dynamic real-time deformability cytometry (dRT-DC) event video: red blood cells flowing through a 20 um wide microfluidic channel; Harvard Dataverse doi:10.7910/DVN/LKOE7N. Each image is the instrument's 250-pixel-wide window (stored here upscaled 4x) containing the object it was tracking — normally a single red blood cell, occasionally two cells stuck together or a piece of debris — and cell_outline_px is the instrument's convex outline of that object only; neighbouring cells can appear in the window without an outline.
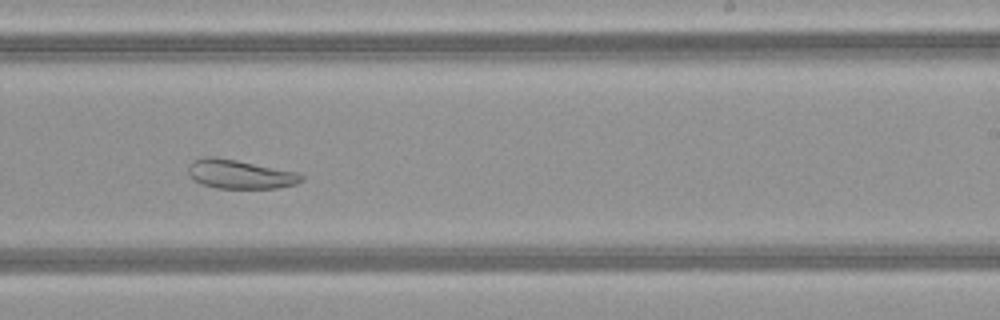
{"species": "common noctule bat (a hibernating species)", "species_latin": "Nyctalus noctula", "temperature_condition": "warm", "stored_images_in_passage": 36, "camera_frame_rate_fps": 3000, "um_per_image_px": 0.085, "animal": {"sex": "female", "body_mass_g": 21.9}, "frame": {"image": 1, "passage_image": 16, "time_ms": 5.0, "image_size_px": [1000, 320], "cell_outline_px": [[304, 180], [296, 184], [276, 188], [216, 188], [200, 184], [188, 172], [188, 168], [192, 160], [204, 156], [212, 156], [236, 160], [296, 172], [304, 176]], "centroid_in_image_um": [20.39, 14.81], "position_along_channel_um": 268.6, "area_um2": 18.96}, "authors_computed_cell_mechanics": {"area_um2": 23.12, "velocity_mm_per_s": 4.1089, "shape_relaxation_time_tau1_ms": null, "shape_relaxation_time_tau2_ms": 7.096, "deformation_change_tau1": null, "deformation_change_tau2": 0.1452}}